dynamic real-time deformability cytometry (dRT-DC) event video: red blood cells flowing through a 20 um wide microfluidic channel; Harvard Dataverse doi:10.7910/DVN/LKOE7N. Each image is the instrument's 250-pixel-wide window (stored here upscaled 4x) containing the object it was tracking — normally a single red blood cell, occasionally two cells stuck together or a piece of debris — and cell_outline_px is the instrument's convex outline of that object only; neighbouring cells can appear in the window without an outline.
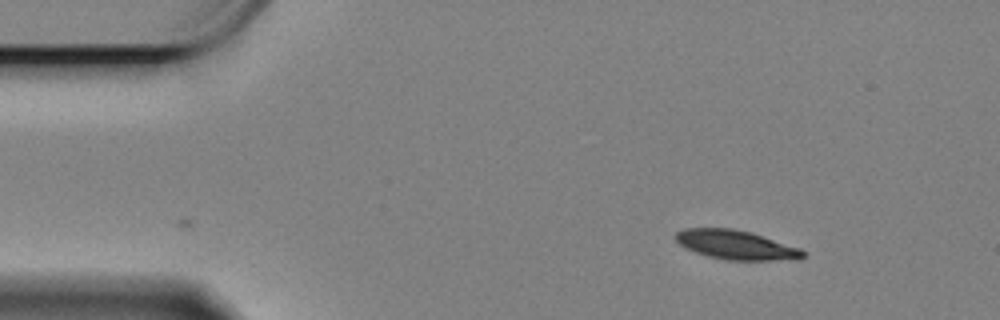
{"species": "Egyptian fruit bat (a non-hibernating species)", "species_latin": "Rousettus aegyptiacus", "temperature_condition": "cold", "stored_images_in_passage": 53, "camera_frame_rate_fps": 3000, "um_per_image_px": 0.085, "animal": {"sex": "female"}, "frame": {"image": 1, "passage_image": 1, "time_ms": 0.0, "image_size_px": [1000, 320], "cell_outline_px": [[804, 256], [800, 260], [728, 260], [708, 256], [684, 248], [676, 240], [676, 232], [684, 228], [732, 228], [752, 232], [800, 248], [804, 252]], "centroid_in_image_um": [62.58, 20.81], "position_along_channel_um": 22.4, "area_um2": 21.73}}
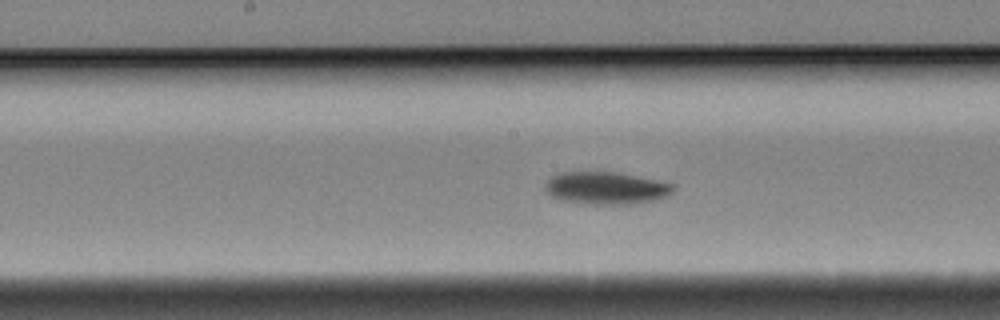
{"frame": {"image": 2, "passage_image": 23, "time_ms": 7.333, "image_size_px": [1000, 320], "cell_outline_px": [[676, 188], [668, 196], [656, 200], [636, 204], [588, 204], [564, 200], [552, 196], [544, 188], [548, 180], [552, 176], [564, 172], [616, 172], [676, 184]], "centroid_in_image_um": [51.58, 15.99], "position_along_channel_um": 196.6, "area_um2": 24.16}}
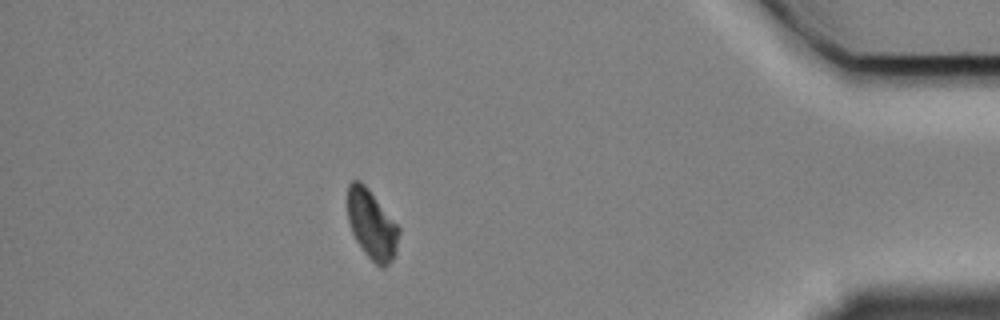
{"frame": {"image": 3, "passage_image": 46, "time_ms": 15.0, "image_size_px": [1000, 320], "cell_outline_px": [[400, 232], [396, 252], [392, 260], [384, 268], [380, 268], [364, 252], [356, 240], [352, 232], [348, 220], [348, 184], [352, 180], [360, 180], [368, 188], [400, 228]], "centroid_in_image_um": [31.61, 19.1], "position_along_channel_um": 403.6, "area_um2": 20.63}, "authors_computed_cell_mechanics": {"area_um2": 23.0044, "velocity_mm_per_s": 3.2987, "shape_relaxation_time_tau1_ms": 2.9957, "shape_relaxation_time_tau2_ms": null, "deformation_change_tau1": 0.0982, "deformation_change_tau2": null}}